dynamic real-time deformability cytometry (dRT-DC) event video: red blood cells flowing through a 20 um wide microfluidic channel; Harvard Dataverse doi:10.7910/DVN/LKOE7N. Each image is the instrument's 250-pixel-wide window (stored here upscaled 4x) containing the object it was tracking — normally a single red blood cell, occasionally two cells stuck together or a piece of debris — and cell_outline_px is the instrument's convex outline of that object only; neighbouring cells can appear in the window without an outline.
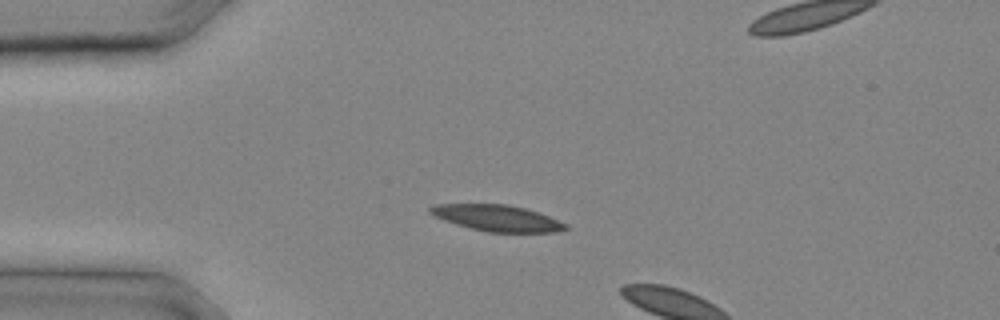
{"species": "common noctule bat (a hibernating species)", "species_latin": "Nyctalus noctula", "temperature_condition": "cold", "stored_images_in_passage": 7, "camera_frame_rate_fps": 3000, "um_per_image_px": 0.085, "animal": {"sex": "male", "body_mass_g": 20.4}, "frame": {"image": 1, "passage_image": 6, "time_ms": 1.667, "image_size_px": [1000, 320], "cell_outline_px": [[568, 228], [556, 232], [488, 232], [456, 224], [444, 220], [428, 212], [428, 208], [436, 204], [508, 204], [540, 212], [568, 224]], "centroid_in_image_um": [42.29, 18.53], "position_along_channel_um": 42.7, "area_um2": 20.63}}